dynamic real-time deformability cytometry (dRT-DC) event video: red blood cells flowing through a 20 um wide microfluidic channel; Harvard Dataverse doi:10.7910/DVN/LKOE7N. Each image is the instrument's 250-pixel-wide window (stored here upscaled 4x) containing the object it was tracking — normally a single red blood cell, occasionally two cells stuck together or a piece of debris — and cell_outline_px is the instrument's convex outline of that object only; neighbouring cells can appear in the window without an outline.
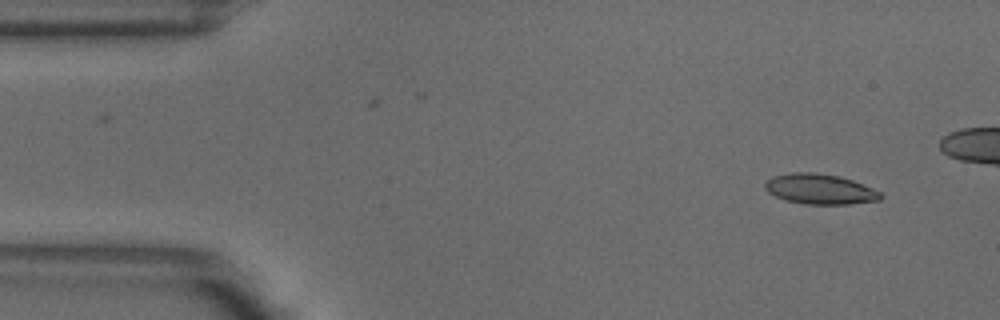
{"species": "common noctule bat (a hibernating species)", "species_latin": "Nyctalus noctula", "temperature_condition": "warm", "stored_images_in_passage": 6, "camera_frame_rate_fps": 3000, "um_per_image_px": 0.085, "animal": {"sex": "male", "body_mass_g": 18.8}, "frame": {"image": 1, "passage_image": 1, "time_ms": 0.0, "image_size_px": [1000, 320], "cell_outline_px": [[884, 196], [880, 200], [848, 204], [804, 204], [784, 200], [768, 192], [764, 188], [764, 184], [772, 176], [792, 172], [816, 172], [840, 176], [852, 180], [872, 188], [880, 192]], "centroid_in_image_um": [69.68, 16.07], "position_along_channel_um": 15.3, "area_um2": 20.46}}
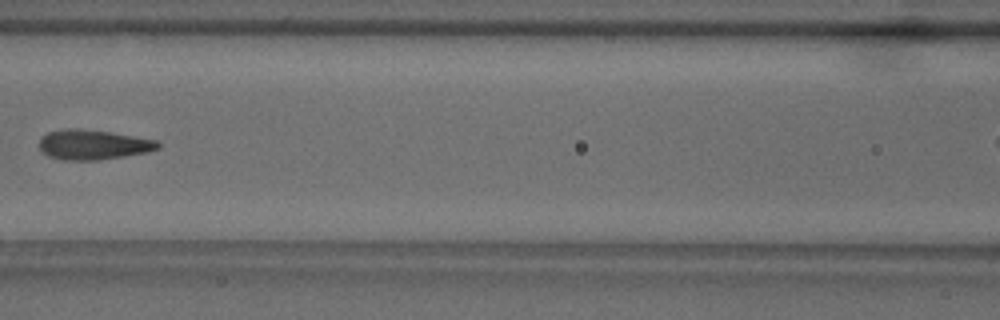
{"frame": {"image": 2, "passage_image": 5, "time_ms": 1.333, "image_size_px": [1000, 320], "cell_outline_px": [[160, 148], [148, 152], [96, 160], [64, 160], [48, 156], [40, 152], [40, 136], [48, 132], [68, 128], [76, 128], [108, 132], [156, 140], [160, 144]], "centroid_in_image_um": [7.87, 12.3], "position_along_channel_um": 158.7, "area_um2": 20.52}}
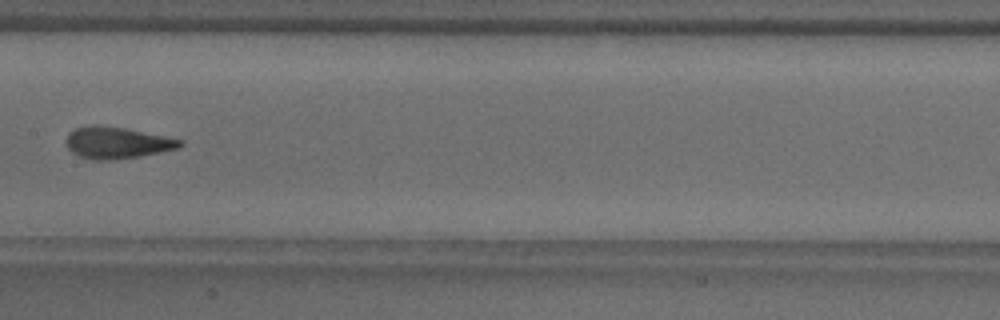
{"frame": {"image": 3, "passage_image": 6, "time_ms": 1.667, "image_size_px": [1000, 320], "cell_outline_px": [[184, 144], [180, 148], [136, 156], [112, 160], [96, 160], [80, 156], [72, 152], [68, 148], [68, 132], [76, 128], [92, 124], [124, 128], [184, 140]], "centroid_in_image_um": [9.95, 12.12], "position_along_channel_um": 197.4, "area_um2": 20.63}}